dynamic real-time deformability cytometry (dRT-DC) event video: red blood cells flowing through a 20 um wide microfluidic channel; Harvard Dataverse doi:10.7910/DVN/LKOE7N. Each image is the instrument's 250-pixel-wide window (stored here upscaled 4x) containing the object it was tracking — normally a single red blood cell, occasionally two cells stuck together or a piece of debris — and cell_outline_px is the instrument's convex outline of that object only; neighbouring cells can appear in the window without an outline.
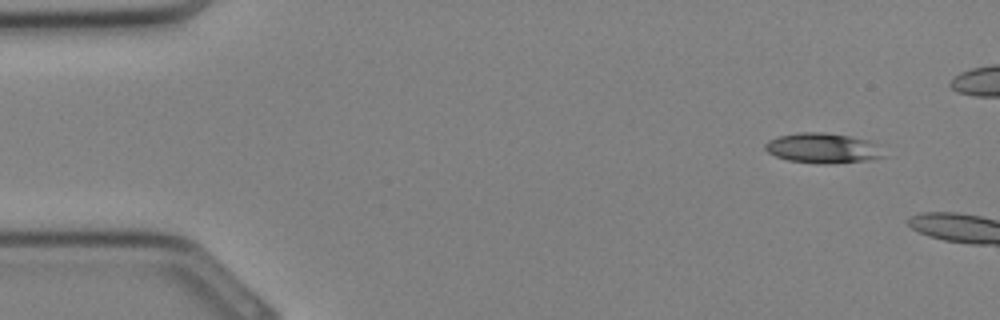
{"species": "Egyptian fruit bat (a non-hibernating species)", "species_latin": "Rousettus aegyptiacus", "temperature_condition": "cold", "stored_images_in_passage": 5, "camera_frame_rate_fps": 3000, "um_per_image_px": 0.085, "animal": {"sex": "female"}, "frame": {"image": 1, "passage_image": 1, "time_ms": 0.0, "image_size_px": [1000, 320], "cell_outline_px": [[888, 156], [872, 160], [824, 164], [820, 164], [788, 160], [776, 156], [768, 152], [764, 148], [764, 144], [768, 140], [780, 136], [796, 132], [824, 132], [848, 136], [868, 140], [880, 144]], "centroid_in_image_um": [70.01, 12.59], "position_along_channel_um": 15.0, "area_um2": 21.15}}